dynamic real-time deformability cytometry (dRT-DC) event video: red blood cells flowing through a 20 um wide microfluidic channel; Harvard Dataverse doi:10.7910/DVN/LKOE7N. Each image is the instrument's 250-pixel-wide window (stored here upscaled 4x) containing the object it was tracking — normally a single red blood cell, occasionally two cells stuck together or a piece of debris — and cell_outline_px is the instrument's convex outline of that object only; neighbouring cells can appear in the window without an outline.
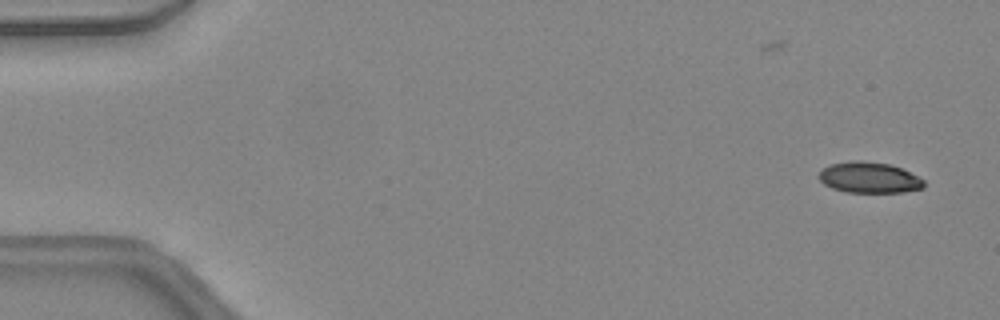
{"species": "common noctule bat (a hibernating species)", "species_latin": "Nyctalus noctula", "temperature_condition": "warm", "stored_images_in_passage": 47, "camera_frame_rate_fps": 3000, "um_per_image_px": 0.085, "animal": {"sex": "female", "body_mass_g": 24.6, "forearm_length_mm": 56.2}, "frame": {"image": 1, "passage_image": 2, "time_ms": 0.333, "image_size_px": [1000, 320], "cell_outline_px": [[924, 188], [904, 192], [844, 192], [832, 188], [824, 184], [820, 180], [820, 172], [828, 164], [852, 160], [860, 160], [888, 164], [900, 168], [924, 180]], "centroid_in_image_um": [73.86, 15.09], "position_along_channel_um": 11.1, "area_um2": 18.79}}
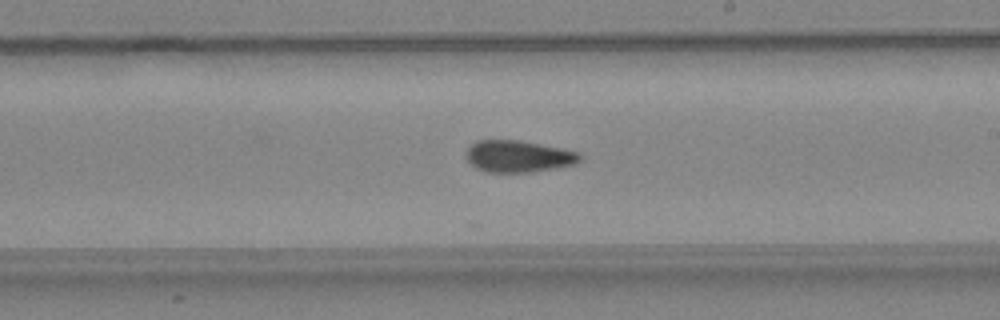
{"frame": {"image": 2, "passage_image": 27, "time_ms": 8.667, "image_size_px": [1000, 320], "cell_outline_px": [[580, 160], [576, 164], [556, 168], [532, 172], [484, 172], [476, 168], [468, 160], [468, 148], [476, 140], [520, 140], [580, 152]], "centroid_in_image_um": [44.08, 13.29], "position_along_channel_um": 244.9, "area_um2": 20.98}}
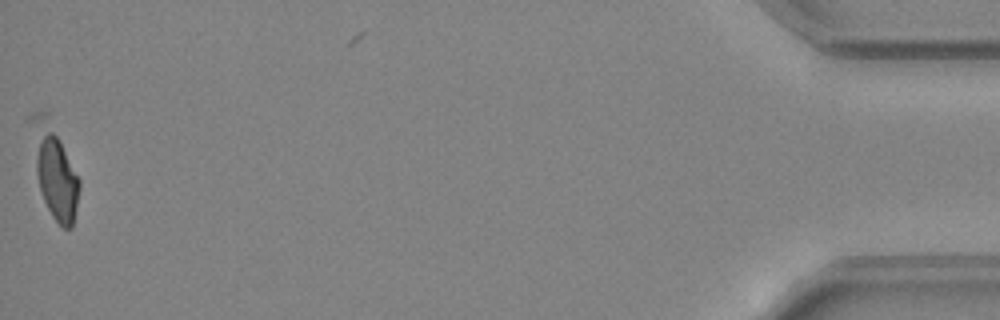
{"frame": {"image": 3, "passage_image": 46, "time_ms": 15.0, "image_size_px": [1000, 320], "cell_outline_px": [[80, 188], [72, 228], [64, 228], [52, 216], [44, 200], [40, 188], [36, 172], [36, 156], [40, 140], [48, 132], [52, 132], [56, 136], [80, 180]], "centroid_in_image_um": [4.88, 15.32], "position_along_channel_um": 430.3, "area_um2": 20.06}, "authors_computed_cell_mechanics": {"area_um2": 20.9814, "velocity_mm_per_s": 4.4764, "shape_relaxation_time_tau1_ms": 7.6068, "shape_relaxation_time_tau2_ms": 3.5844, "deformation_change_tau1": 0.1847, "deformation_change_tau2": 0.0991}}